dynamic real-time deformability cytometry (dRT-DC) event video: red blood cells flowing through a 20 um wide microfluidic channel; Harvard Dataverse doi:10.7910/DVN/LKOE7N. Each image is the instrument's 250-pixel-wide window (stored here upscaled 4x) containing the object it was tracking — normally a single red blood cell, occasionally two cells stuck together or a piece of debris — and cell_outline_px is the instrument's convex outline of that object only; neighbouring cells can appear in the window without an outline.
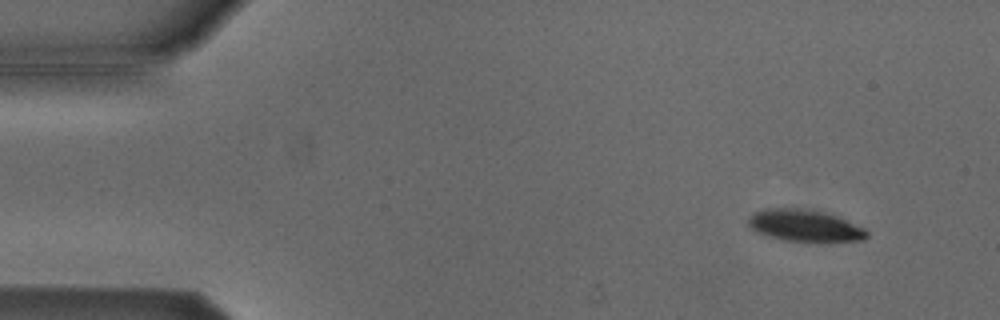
{"species": "Egyptian fruit bat (a non-hibernating species)", "species_latin": "Rousettus aegyptiacus", "temperature_condition": "cold", "stored_images_in_passage": 50, "camera_frame_rate_fps": 3000, "um_per_image_px": 0.085, "animal": {"sex": "male"}, "frame": {"image": 1, "passage_image": 1, "time_ms": 0.0, "image_size_px": [1000, 320], "cell_outline_px": [[868, 236], [864, 240], [828, 244], [812, 244], [784, 240], [768, 236], [756, 232], [748, 224], [748, 216], [756, 212], [768, 208], [800, 208], [820, 212], [836, 216], [864, 228], [868, 232]], "centroid_in_image_um": [68.45, 19.24], "position_along_channel_um": 16.6, "area_um2": 22.66}}
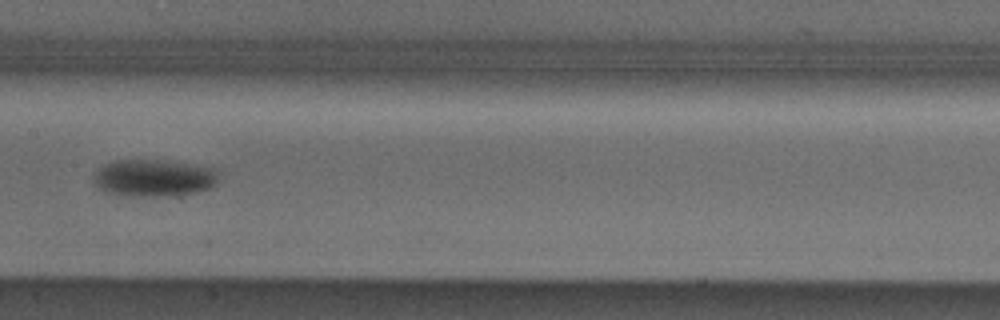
{"frame": {"image": 2, "passage_image": 23, "time_ms": 7.333, "image_size_px": [1000, 320], "cell_outline_px": [[216, 184], [212, 188], [196, 192], [172, 196], [120, 196], [108, 192], [100, 188], [92, 180], [96, 168], [104, 164], [116, 160], [156, 160], [188, 164], [216, 168]], "centroid_in_image_um": [13.03, 15.14], "position_along_channel_um": 194.4, "area_um2": 27.11}}
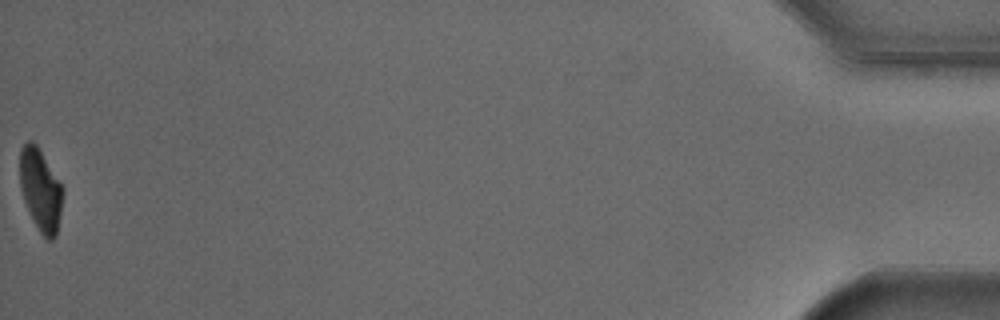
{"frame": {"image": 3, "passage_image": 50, "time_ms": 16.333, "image_size_px": [1000, 320], "cell_outline_px": [[64, 192], [56, 236], [52, 240], [48, 240], [40, 232], [28, 212], [20, 188], [20, 148], [28, 140], [32, 140], [36, 144], [64, 188]], "centroid_in_image_um": [3.44, 16.14], "position_along_channel_um": 431.8, "area_um2": 20.58}, "authors_computed_cell_mechanics": {"area_um2": 24.6228, "velocity_mm_per_s": 3.807, "shape_relaxation_time_tau1_ms": 2.4274, "shape_relaxation_time_tau2_ms": null, "deformation_change_tau1": 0.1056, "deformation_change_tau2": null}}